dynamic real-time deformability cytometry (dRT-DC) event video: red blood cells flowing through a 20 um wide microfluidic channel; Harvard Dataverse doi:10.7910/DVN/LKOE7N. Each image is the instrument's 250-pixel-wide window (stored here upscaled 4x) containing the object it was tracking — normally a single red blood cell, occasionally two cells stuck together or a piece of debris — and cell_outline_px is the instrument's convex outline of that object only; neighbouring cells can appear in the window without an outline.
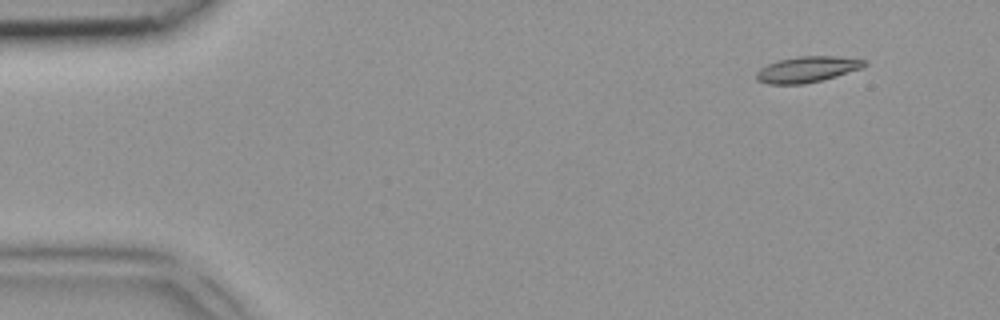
{"species": "common noctule bat (a hibernating species)", "species_latin": "Nyctalus noctula", "temperature_condition": "room temperature", "stored_images_in_passage": 4, "camera_frame_rate_fps": 3000, "um_per_image_px": 0.085, "animal": {"sex": "female", "body_mass_g": 18.4}, "frame": {"image": 1, "passage_image": 2, "time_ms": 0.333, "image_size_px": [1000, 320], "cell_outline_px": [[868, 64], [864, 68], [836, 76], [804, 84], [768, 84], [756, 80], [756, 72], [760, 68], [776, 60], [796, 56], [836, 56], [868, 60]], "centroid_in_image_um": [68.63, 5.88], "position_along_channel_um": 16.4, "area_um2": 16.53}}
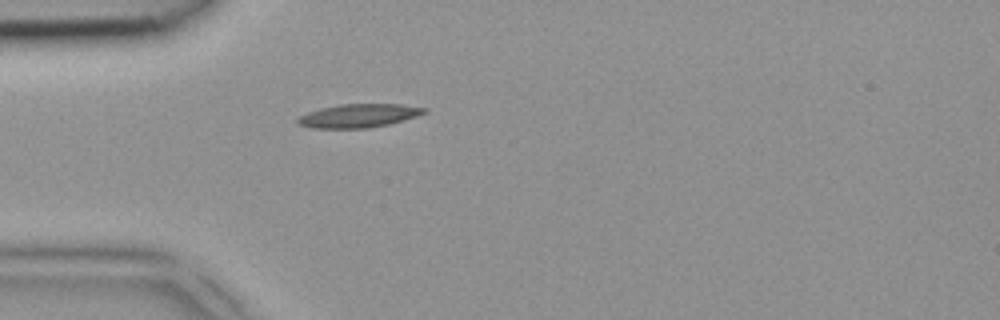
{"frame": {"image": 2, "passage_image": 4, "time_ms": 1.0, "image_size_px": [1000, 320], "cell_outline_px": [[428, 112], [416, 116], [388, 124], [368, 128], [312, 128], [296, 124], [296, 120], [300, 116], [308, 112], [320, 108], [340, 104], [400, 104], [428, 108]], "centroid_in_image_um": [30.47, 9.83], "position_along_channel_um": 54.5, "area_um2": 17.34}}